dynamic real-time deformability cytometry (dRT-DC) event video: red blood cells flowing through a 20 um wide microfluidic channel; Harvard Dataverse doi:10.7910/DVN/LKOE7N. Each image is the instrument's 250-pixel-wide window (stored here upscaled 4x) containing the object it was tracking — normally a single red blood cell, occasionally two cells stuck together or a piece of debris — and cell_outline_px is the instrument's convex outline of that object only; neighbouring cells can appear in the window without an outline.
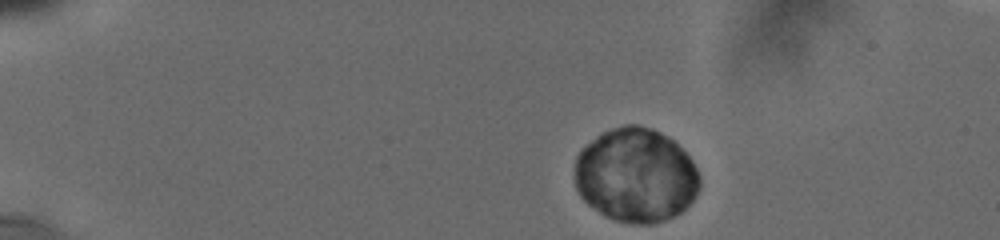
{"species": "human", "species_latin": "Homo sapiens", "temperature_condition": "cold", "stored_images_in_passage": 31, "camera_frame_rate_fps": 3000, "um_per_image_px": 0.085, "donor": {"sex": "male"}, "frame": {"image": 1, "passage_image": 1, "time_ms": 0.0, "image_size_px": [1000, 240], "cell_outline_px": [[700, 188], [692, 200], [680, 212], [664, 220], [652, 224], [640, 224], [616, 220], [600, 212], [588, 204], [580, 196], [576, 188], [576, 156], [596, 136], [612, 128], [624, 124], [636, 124], [660, 132], [672, 140], [692, 160], [696, 168], [700, 180]], "centroid_in_image_um": [54.05, 14.89], "position_along_channel_um": 30.9, "area_um2": 67.86}}
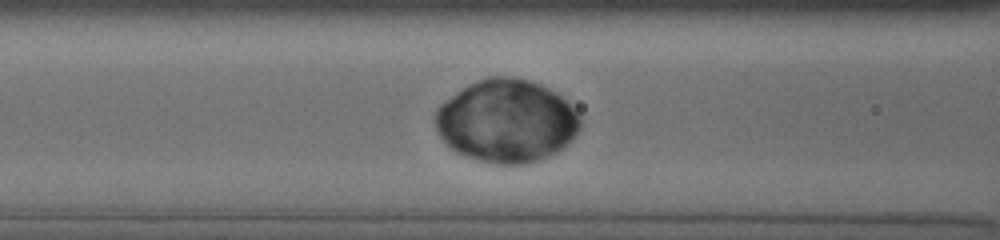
{"frame": {"image": 2, "passage_image": 23, "time_ms": 5.0, "image_size_px": [1000, 240], "cell_outline_px": [[580, 128], [556, 152], [548, 156], [524, 164], [496, 164], [480, 160], [456, 152], [440, 136], [436, 128], [436, 112], [440, 104], [464, 88], [488, 76], [504, 76], [528, 80], [540, 84], [560, 96], [580, 116]], "centroid_in_image_um": [43.04, 10.28], "position_along_channel_um": 123.6, "area_um2": 68.61}}
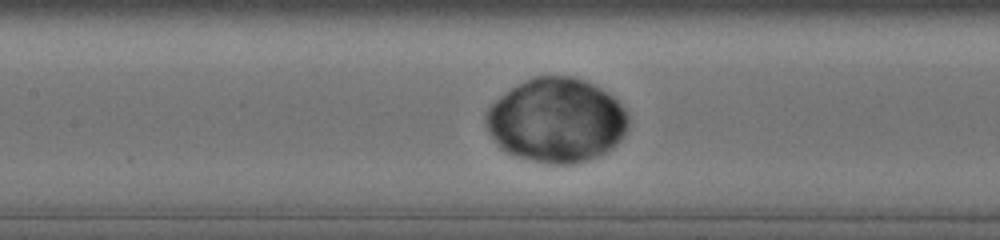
{"frame": {"image": 3, "passage_image": 27, "time_ms": 6.0, "image_size_px": [1000, 240], "cell_outline_px": [[628, 128], [624, 136], [612, 148], [596, 156], [576, 164], [552, 164], [532, 160], [516, 156], [500, 148], [492, 136], [484, 120], [484, 116], [488, 108], [500, 96], [512, 88], [536, 76], [568, 76], [584, 80], [600, 88], [612, 96], [624, 108], [628, 116]], "centroid_in_image_um": [47.31, 10.23], "position_along_channel_um": 160.1, "area_um2": 69.48}}